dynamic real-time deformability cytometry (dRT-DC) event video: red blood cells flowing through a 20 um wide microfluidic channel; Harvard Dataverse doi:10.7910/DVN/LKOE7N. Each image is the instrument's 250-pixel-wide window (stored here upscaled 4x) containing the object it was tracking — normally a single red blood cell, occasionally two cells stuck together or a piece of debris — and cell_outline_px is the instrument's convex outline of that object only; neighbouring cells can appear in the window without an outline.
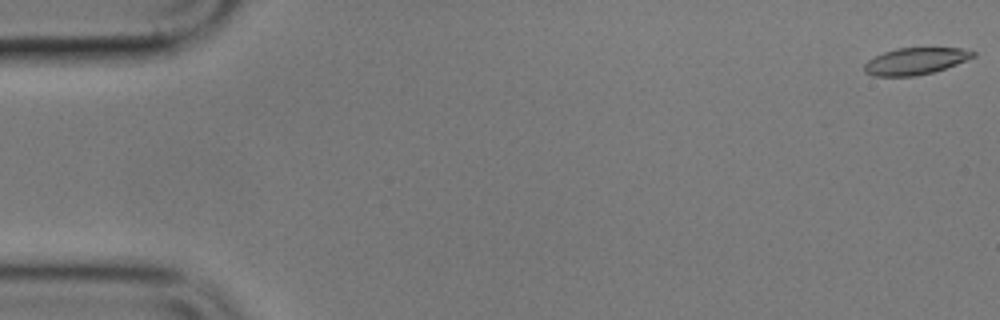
{"species": "common noctule bat (a hibernating species)", "species_latin": "Nyctalus noctula", "temperature_condition": "cold", "stored_images_in_passage": 5, "camera_frame_rate_fps": 3000, "um_per_image_px": 0.085, "animal": {"sex": "male", "body_mass_g": 17.9}, "frame": {"image": 1, "passage_image": 1, "time_ms": 0.0, "image_size_px": [1000, 320], "cell_outline_px": [[976, 56], [956, 64], [932, 72], [916, 76], [872, 76], [864, 72], [864, 64], [868, 60], [884, 52], [896, 48], [960, 48], [976, 52]], "centroid_in_image_um": [77.79, 5.2], "position_along_channel_um": 7.2, "area_um2": 16.88}}
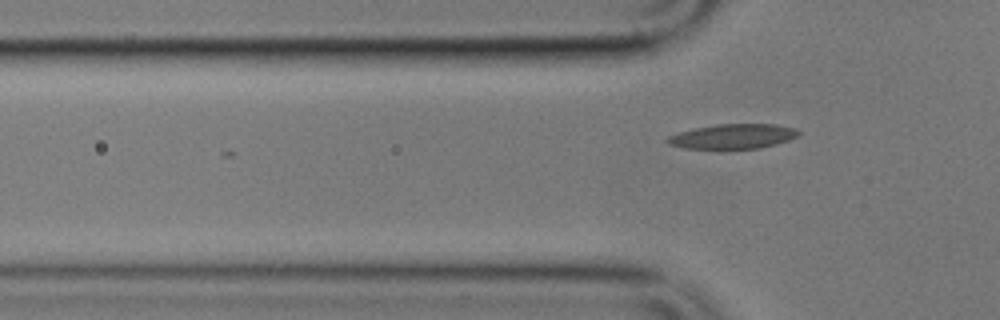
{"frame": {"image": 2, "passage_image": 5, "time_ms": 5.667, "image_size_px": [1000, 320], "cell_outline_px": [[800, 132], [796, 136], [788, 140], [776, 144], [760, 148], [684, 148], [668, 144], [664, 140], [668, 136], [676, 132], [716, 124], [776, 124], [796, 128]], "centroid_in_image_um": [62.27, 11.58], "position_along_channel_um": 63.5, "area_um2": 18.84}}